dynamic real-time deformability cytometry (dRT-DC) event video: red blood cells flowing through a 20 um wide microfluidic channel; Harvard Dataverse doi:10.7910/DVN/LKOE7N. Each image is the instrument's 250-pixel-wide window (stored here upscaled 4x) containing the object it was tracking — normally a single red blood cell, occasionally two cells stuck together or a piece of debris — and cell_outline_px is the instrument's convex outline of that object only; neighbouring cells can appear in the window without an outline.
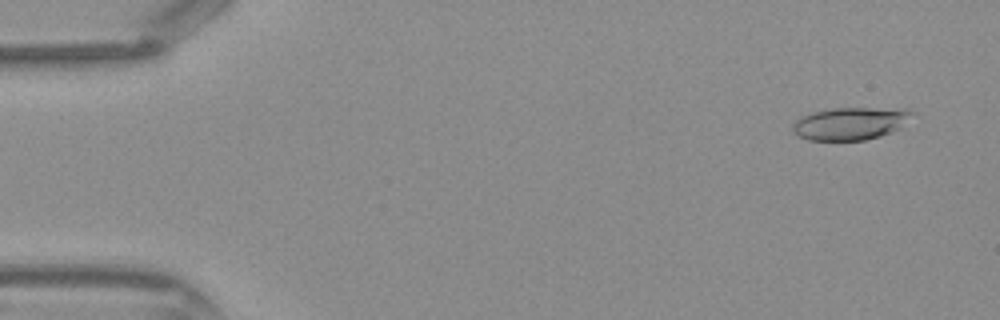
{"species": "Egyptian fruit bat (a non-hibernating species)", "species_latin": "Rousettus aegyptiacus", "temperature_condition": "warm", "stored_images_in_passage": 43, "camera_frame_rate_fps": 3000, "um_per_image_px": 0.085, "frame": {"image": 1, "passage_image": 3, "time_ms": 0.667, "image_size_px": [1000, 320], "cell_outline_px": [[916, 112], [892, 132], [880, 136], [864, 140], [808, 140], [796, 136], [792, 132], [792, 124], [796, 120], [812, 112], [832, 108], [904, 108]], "centroid_in_image_um": [72.24, 10.49], "position_along_channel_um": 12.8, "area_um2": 22.66}}
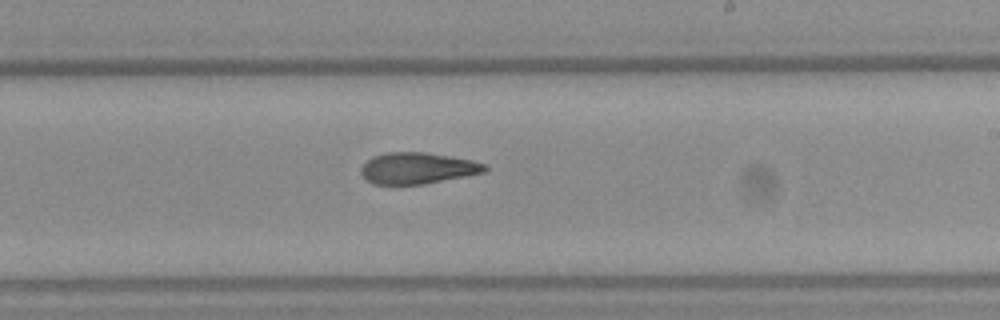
{"frame": {"image": 2, "passage_image": 26, "time_ms": 8.333, "image_size_px": [1000, 320], "cell_outline_px": [[488, 172], [468, 176], [424, 184], [372, 184], [360, 172], [360, 168], [372, 156], [384, 152], [424, 152], [472, 160], [484, 164], [488, 168]], "centroid_in_image_um": [35.51, 14.3], "position_along_channel_um": 253.5, "area_um2": 22.66}}
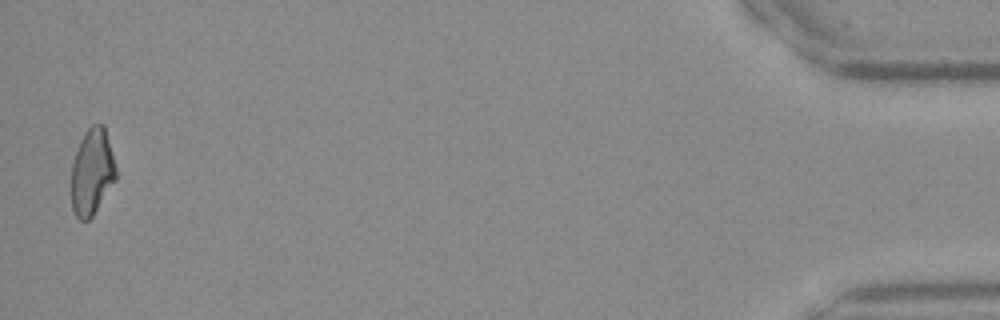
{"frame": {"image": 3, "passage_image": 43, "time_ms": 14.0, "image_size_px": [1000, 320], "cell_outline_px": [[116, 180], [92, 216], [88, 220], [80, 220], [76, 216], [72, 208], [72, 164], [80, 140], [84, 132], [92, 124], [104, 124], [116, 168]], "centroid_in_image_um": [7.83, 14.6], "position_along_channel_um": 427.4, "area_um2": 22.25}}